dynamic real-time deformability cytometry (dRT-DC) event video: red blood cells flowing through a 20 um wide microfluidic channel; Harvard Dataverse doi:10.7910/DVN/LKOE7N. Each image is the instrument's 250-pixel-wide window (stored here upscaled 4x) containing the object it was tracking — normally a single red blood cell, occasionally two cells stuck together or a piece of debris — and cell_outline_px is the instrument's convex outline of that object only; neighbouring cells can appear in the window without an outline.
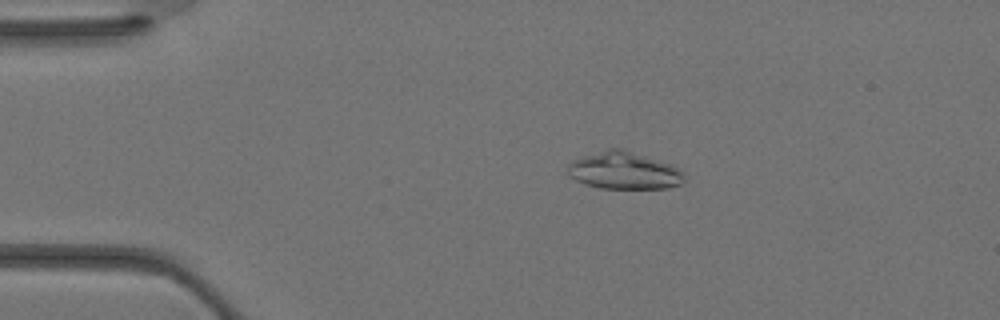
{"species": "Egyptian fruit bat (a non-hibernating species)", "species_latin": "Rousettus aegyptiacus", "temperature_condition": "warm", "stored_images_in_passage": 36, "camera_frame_rate_fps": 3000, "um_per_image_px": 0.085, "animal": {"sex": "female"}, "frame": {"image": 1, "passage_image": 7, "time_ms": 2.0, "image_size_px": [1000, 320], "cell_outline_px": [[684, 180], [680, 184], [668, 188], [600, 188], [584, 184], [568, 176], [568, 164], [584, 156], [608, 148], [624, 148], [672, 164], [680, 168], [684, 172]], "centroid_in_image_um": [53.08, 14.49], "position_along_channel_um": 31.9, "area_um2": 25.49}}
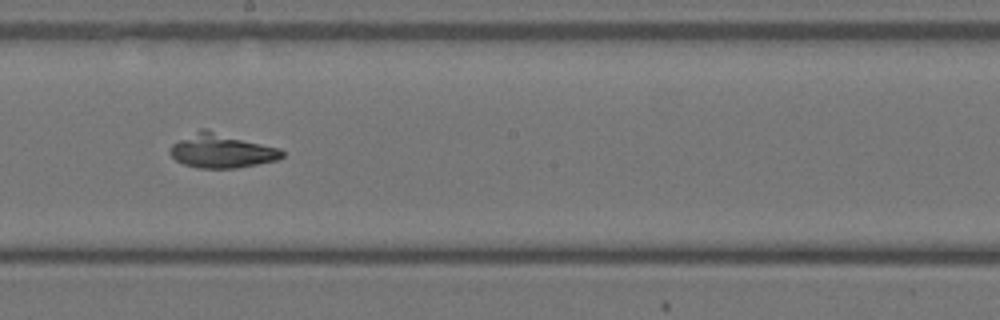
{"frame": {"image": 2, "passage_image": 20, "time_ms": 6.333, "image_size_px": [1000, 320], "cell_outline_px": [[284, 156], [276, 160], [236, 168], [196, 168], [184, 164], [176, 160], [168, 152], [172, 144], [200, 128], [204, 128], [280, 148], [284, 152]], "centroid_in_image_um": [18.82, 12.81], "position_along_channel_um": 229.4, "area_um2": 22.25}}
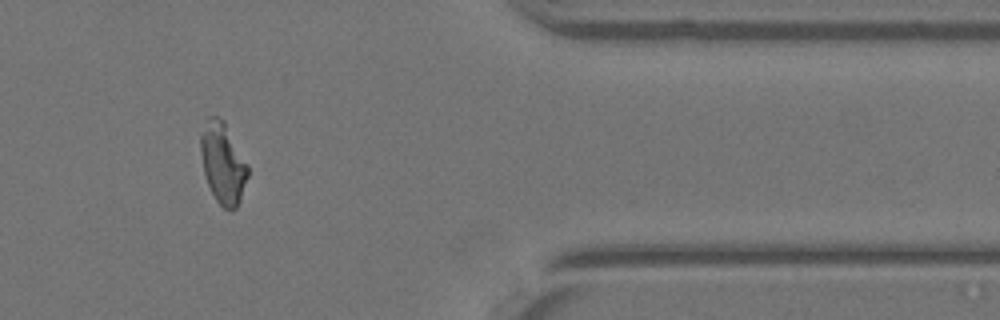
{"frame": {"image": 3, "passage_image": 30, "time_ms": 9.667, "image_size_px": [1000, 320], "cell_outline_px": [[248, 176], [240, 200], [236, 208], [232, 212], [224, 208], [216, 200], [208, 184], [204, 172], [200, 148], [200, 136], [208, 116], [220, 116], [224, 120], [248, 164]], "centroid_in_image_um": [18.96, 13.85], "position_along_channel_um": 392.4, "area_um2": 22.25}}